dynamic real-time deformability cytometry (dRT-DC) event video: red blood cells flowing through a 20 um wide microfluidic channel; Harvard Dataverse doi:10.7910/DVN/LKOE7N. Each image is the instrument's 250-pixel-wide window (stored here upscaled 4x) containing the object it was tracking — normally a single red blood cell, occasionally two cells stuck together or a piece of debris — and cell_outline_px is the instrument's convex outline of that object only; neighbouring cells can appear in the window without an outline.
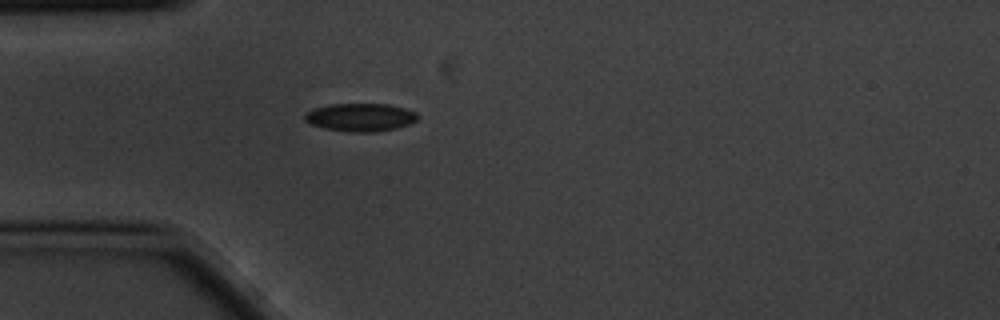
{"species": "common noctule bat (a hibernating species)", "species_latin": "Nyctalus noctula", "temperature_condition": "cold", "stored_images_in_passage": 1, "camera_frame_rate_fps": 3000, "um_per_image_px": 0.085, "animal": {"sex": "male", "body_mass_g": 20.1, "forearm_length_mm": 53.5}, "frame": {"image": 1, "passage_image": 1, "time_ms": 0.0, "image_size_px": [1000, 320], "cell_outline_px": [[420, 116], [416, 120], [408, 124], [396, 128], [376, 132], [348, 132], [324, 128], [308, 124], [304, 120], [304, 112], [312, 108], [328, 104], [388, 104], [404, 108], [416, 112]], "centroid_in_image_um": [30.58, 9.97], "position_along_channel_um": 54.4, "area_um2": 18.73}}